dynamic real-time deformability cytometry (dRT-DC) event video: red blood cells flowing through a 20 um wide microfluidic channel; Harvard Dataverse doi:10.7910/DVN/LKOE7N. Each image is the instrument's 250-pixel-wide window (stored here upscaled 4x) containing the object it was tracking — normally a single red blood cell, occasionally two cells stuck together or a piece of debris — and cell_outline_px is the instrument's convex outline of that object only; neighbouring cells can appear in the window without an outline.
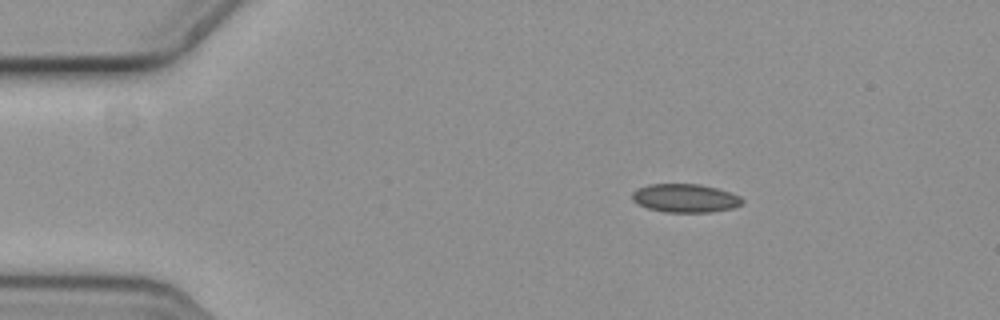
{"species": "common noctule bat (a hibernating species)", "species_latin": "Nyctalus noctula", "temperature_condition": "cold", "stored_images_in_passage": 13, "camera_frame_rate_fps": 3000, "um_per_image_px": 0.085, "animal": {"sex": "female", "body_mass_g": 19.3, "forearm_length_mm": 54.1}, "frame": {"image": 1, "passage_image": 9, "time_ms": 2.667, "image_size_px": [1000, 320], "cell_outline_px": [[744, 204], [732, 208], [712, 212], [664, 212], [648, 208], [632, 200], [632, 192], [648, 184], [700, 184], [716, 188], [740, 196], [744, 200]], "centroid_in_image_um": [58.27, 16.84], "position_along_channel_um": 26.7, "area_um2": 18.21}}